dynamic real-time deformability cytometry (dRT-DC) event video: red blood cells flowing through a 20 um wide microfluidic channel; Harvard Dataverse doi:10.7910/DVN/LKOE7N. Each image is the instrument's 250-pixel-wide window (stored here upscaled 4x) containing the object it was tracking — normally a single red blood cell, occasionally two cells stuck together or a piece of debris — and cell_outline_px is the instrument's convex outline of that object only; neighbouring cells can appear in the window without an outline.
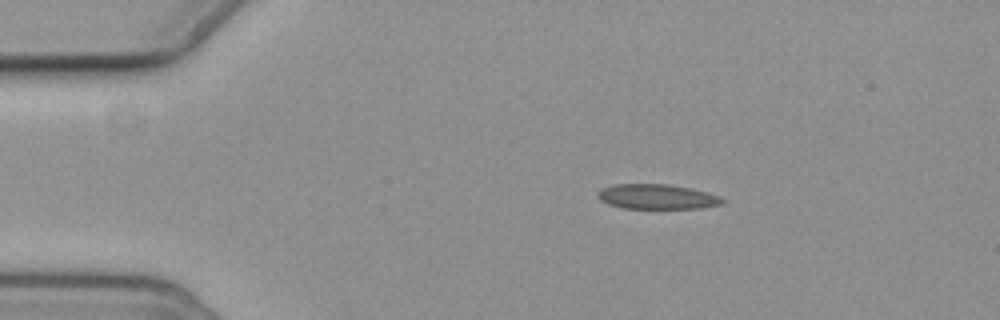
{"species": "common noctule bat (a hibernating species)", "species_latin": "Nyctalus noctula", "temperature_condition": "cold", "stored_images_in_passage": 2, "camera_frame_rate_fps": 3000, "um_per_image_px": 0.085, "animal": {"sex": "female", "body_mass_g": 19.3, "forearm_length_mm": 54.1}, "frame": {"image": 1, "passage_image": 2, "time_ms": 1.333, "image_size_px": [1000, 320], "cell_outline_px": [[724, 204], [700, 208], [620, 208], [608, 204], [600, 200], [596, 196], [596, 192], [600, 188], [612, 184], [668, 184], [688, 188], [720, 196], [724, 200]], "centroid_in_image_um": [55.77, 16.72], "position_along_channel_um": 29.2, "area_um2": 18.15}}